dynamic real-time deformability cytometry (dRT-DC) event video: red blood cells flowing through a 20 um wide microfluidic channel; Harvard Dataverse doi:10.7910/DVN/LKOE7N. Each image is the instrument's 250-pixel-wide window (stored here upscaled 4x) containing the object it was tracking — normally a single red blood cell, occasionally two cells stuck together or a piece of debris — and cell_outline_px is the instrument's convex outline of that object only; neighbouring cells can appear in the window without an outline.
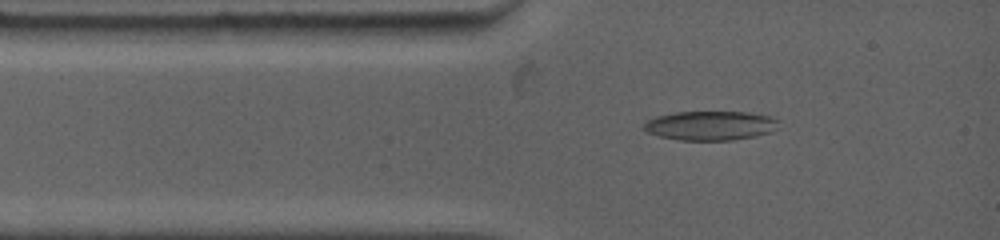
{"species": "common noctule bat (a hibernating species)", "species_latin": "Nyctalus noctula", "temperature_condition": "warm", "stored_images_in_passage": 79, "camera_frame_rate_fps": 4500, "um_per_image_px": 0.085, "animal": {"sex": "female", "body_mass_g": 19.0, "forearm_length_mm": 53.3}, "frame": {"image": 1, "passage_image": 6, "time_ms": 1.111, "image_size_px": [1000, 240], "cell_outline_px": [[780, 120], [768, 132], [756, 136], [732, 140], [680, 140], [660, 136], [648, 132], [644, 128], [644, 124], [648, 120], [656, 116], [676, 112], [748, 112], [768, 116]], "centroid_in_image_um": [60.35, 10.67], "position_along_channel_um": 24.6, "area_um2": 22.6}}
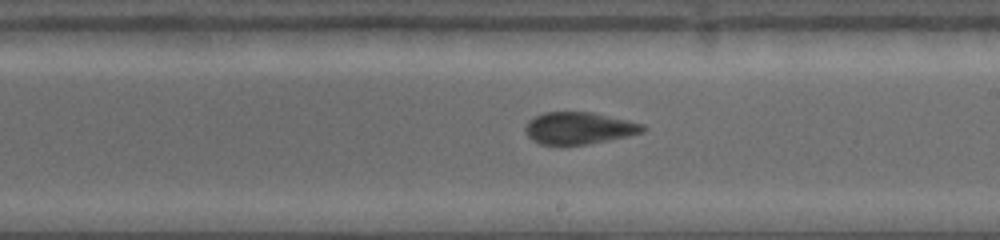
{"frame": {"image": 2, "passage_image": 36, "time_ms": 7.111, "image_size_px": [1000, 240], "cell_outline_px": [[648, 128], [644, 132], [628, 136], [588, 144], [540, 144], [532, 140], [524, 132], [524, 128], [528, 120], [544, 112], [592, 112], [628, 120], [644, 124]], "centroid_in_image_um": [49.22, 10.88], "position_along_channel_um": 239.8, "area_um2": 21.96}}
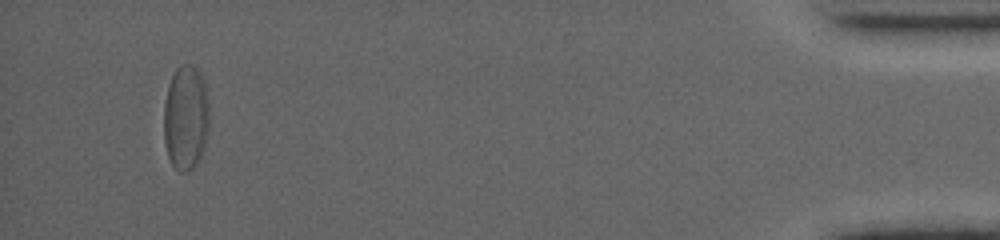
{"frame": {"image": 3, "passage_image": 75, "time_ms": 14.889, "image_size_px": [1000, 240], "cell_outline_px": [[208, 132], [204, 148], [196, 164], [188, 172], [180, 172], [172, 164], [168, 156], [164, 140], [164, 104], [168, 84], [176, 68], [180, 64], [188, 64], [196, 68], [200, 72], [204, 80], [208, 100]], "centroid_in_image_um": [15.79, 9.98], "position_along_channel_um": 419.4, "area_um2": 27.98}, "authors_computed_cell_mechanics": {"area_um2": 23.3512, "velocity_mm_per_s": 3.7529, "shape_relaxation_time_tau1_ms": null, "shape_relaxation_time_tau2_ms": 2.4887, "deformation_change_tau1": null, "deformation_change_tau2": 0.0909}}